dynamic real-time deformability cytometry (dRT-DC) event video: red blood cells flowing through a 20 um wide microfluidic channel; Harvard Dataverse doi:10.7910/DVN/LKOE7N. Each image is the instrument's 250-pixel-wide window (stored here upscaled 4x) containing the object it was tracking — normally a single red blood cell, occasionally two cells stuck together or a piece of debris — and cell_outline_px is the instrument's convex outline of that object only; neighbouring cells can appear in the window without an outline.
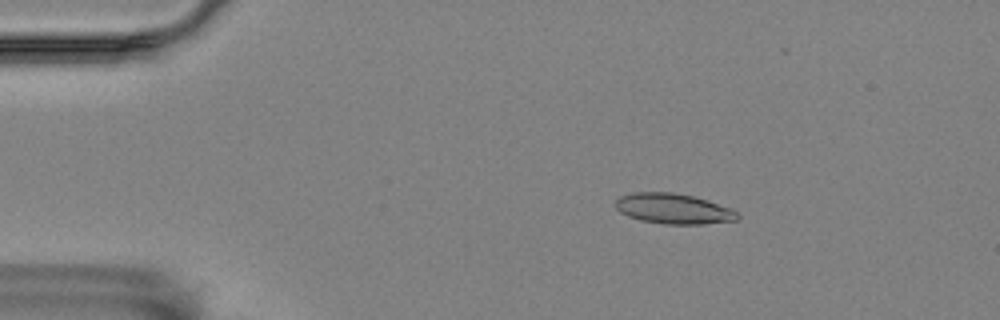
{"species": "Egyptian fruit bat (a non-hibernating species)", "species_latin": "Rousettus aegyptiacus", "temperature_condition": "room temperature", "stored_images_in_passage": 50, "camera_frame_rate_fps": 3000, "um_per_image_px": 0.085, "animal": {"sex": "female"}, "frame": {"image": 1, "passage_image": 3, "time_ms": 0.667, "image_size_px": [1000, 320], "cell_outline_px": [[740, 216], [736, 220], [704, 224], [664, 224], [640, 220], [628, 216], [620, 212], [616, 208], [616, 200], [620, 196], [632, 192], [672, 192], [692, 196], [732, 208]], "centroid_in_image_um": [57.22, 17.74], "position_along_channel_um": 27.8, "area_um2": 21.5}}
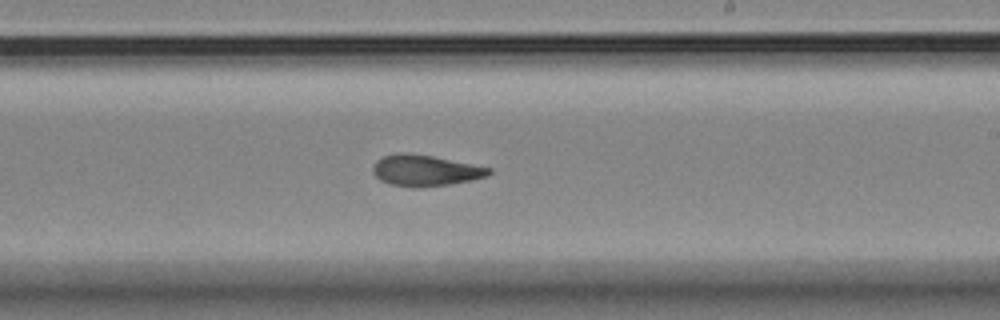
{"frame": {"image": 2, "passage_image": 27, "time_ms": 8.667, "image_size_px": [1000, 320], "cell_outline_px": [[492, 172], [488, 176], [472, 180], [448, 184], [416, 188], [412, 188], [388, 184], [380, 180], [372, 172], [372, 168], [376, 160], [384, 156], [400, 152], [404, 152], [432, 156], [492, 168]], "centroid_in_image_um": [36.12, 14.5], "position_along_channel_um": 252.9, "area_um2": 21.1}}
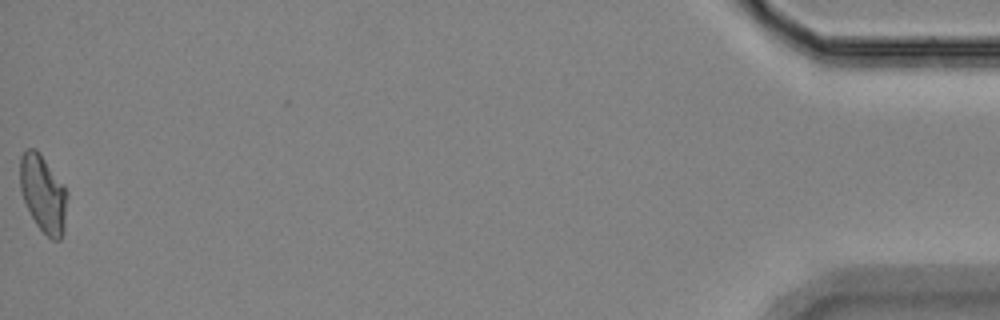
{"frame": {"image": 3, "passage_image": 50, "time_ms": 16.333, "image_size_px": [1000, 320], "cell_outline_px": [[68, 196], [64, 232], [60, 240], [52, 240], [36, 224], [24, 200], [20, 188], [20, 156], [28, 148], [36, 148], [40, 152], [64, 184], [68, 192]], "centroid_in_image_um": [3.7, 16.44], "position_along_channel_um": 431.5, "area_um2": 21.44}, "authors_computed_cell_mechanics": {"area_um2": 21.097, "velocity_mm_per_s": 3.5499, "shape_relaxation_time_tau1_ms": 6.1774, "shape_relaxation_time_tau2_ms": 3.517, "deformation_change_tau1": 0.1903, "deformation_change_tau2": 0.1179}}